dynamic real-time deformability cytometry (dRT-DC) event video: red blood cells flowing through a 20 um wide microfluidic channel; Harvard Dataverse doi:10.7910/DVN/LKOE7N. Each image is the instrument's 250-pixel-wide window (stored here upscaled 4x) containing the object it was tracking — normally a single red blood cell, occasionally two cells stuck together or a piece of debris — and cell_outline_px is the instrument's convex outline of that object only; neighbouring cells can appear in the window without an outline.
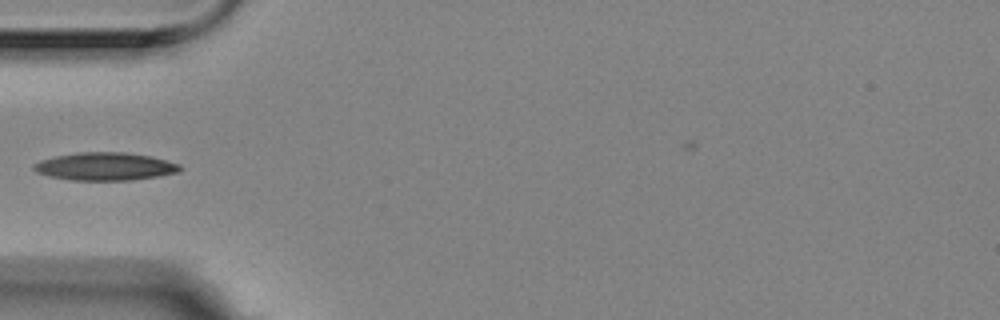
{"species": "Egyptian fruit bat (a non-hibernating species)", "species_latin": "Rousettus aegyptiacus", "temperature_condition": "room temperature", "stored_images_in_passage": 15, "camera_frame_rate_fps": 3000, "um_per_image_px": 0.085, "animal": {"sex": "female"}, "frame": {"image": 1, "passage_image": 1, "time_ms": 0.0, "image_size_px": [1000, 320], "cell_outline_px": [[180, 172], [160, 176], [132, 180], [68, 180], [48, 176], [36, 172], [32, 168], [32, 164], [40, 160], [56, 156], [80, 152], [128, 152], [152, 156], [180, 164]], "centroid_in_image_um": [8.93, 14.15], "position_along_channel_um": 76.1, "area_um2": 23.99}}
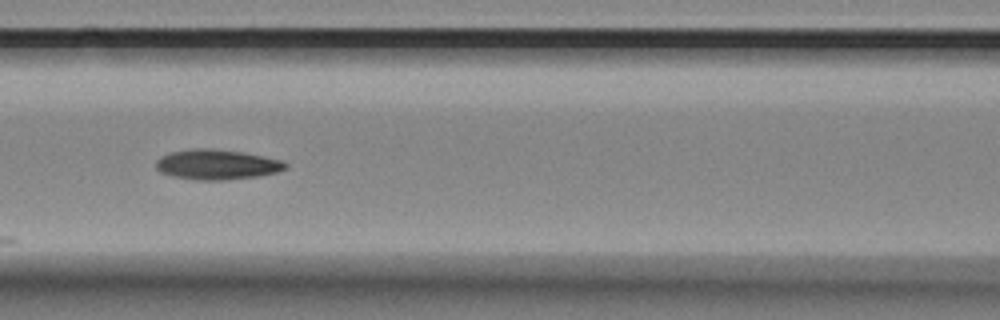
{"frame": {"image": 2, "passage_image": 7, "time_ms": 2.0, "image_size_px": [1000, 320], "cell_outline_px": [[288, 168], [276, 172], [260, 176], [224, 180], [196, 180], [172, 176], [160, 172], [156, 168], [156, 160], [172, 152], [192, 148], [212, 148], [244, 152], [284, 160], [288, 164]], "centroid_in_image_um": [18.48, 13.98], "position_along_channel_um": 148.1, "area_um2": 22.89}}
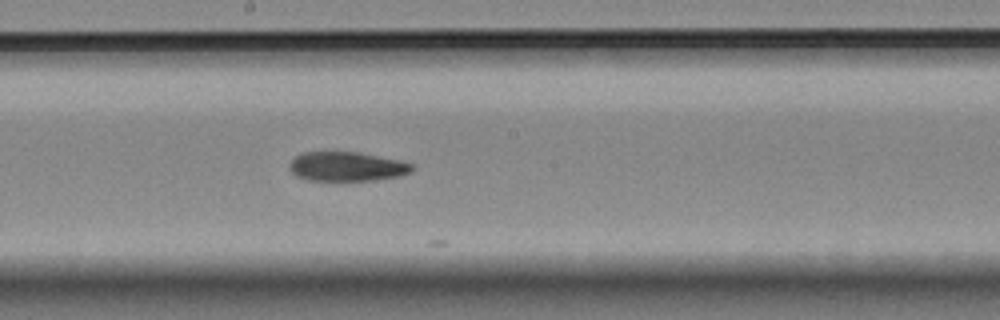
{"frame": {"image": 3, "passage_image": 13, "time_ms": 4.0, "image_size_px": [1000, 320], "cell_outline_px": [[412, 172], [400, 176], [376, 180], [308, 180], [296, 176], [292, 172], [288, 164], [300, 152], [360, 152], [396, 160], [412, 164]], "centroid_in_image_um": [29.45, 14.15], "position_along_channel_um": 218.7, "area_um2": 20.81}}